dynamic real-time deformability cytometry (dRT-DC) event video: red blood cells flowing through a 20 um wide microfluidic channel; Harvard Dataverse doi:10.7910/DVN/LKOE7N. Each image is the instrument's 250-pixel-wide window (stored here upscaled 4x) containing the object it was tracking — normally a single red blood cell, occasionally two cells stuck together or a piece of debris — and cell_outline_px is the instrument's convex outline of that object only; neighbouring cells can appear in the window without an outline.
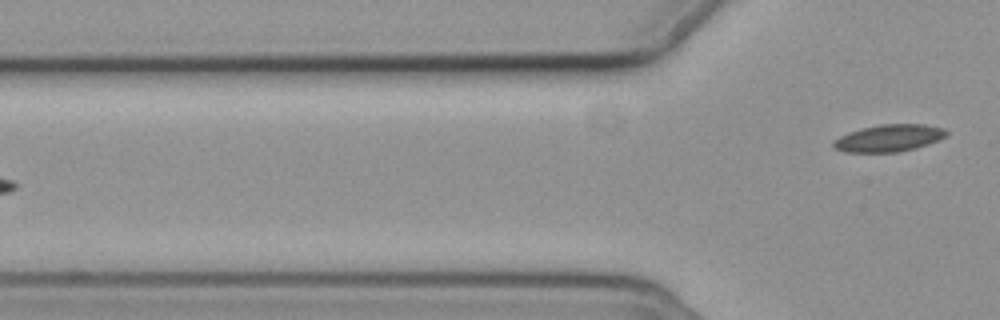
{"species": "common noctule bat (a hibernating species)", "species_latin": "Nyctalus noctula", "temperature_condition": "cold", "stored_images_in_passage": 4, "segment_of_instrument_passage": [2, 2], "camera_frame_rate_fps": 3000, "um_per_image_px": 0.085, "animal": {"sex": "female", "body_mass_g": 19.3, "forearm_length_mm": 54.1}, "frame": {"image": 1, "passage_image": 4, "time_ms": 4.333, "image_size_px": [1000, 320], "cell_outline_px": [[948, 132], [944, 136], [936, 140], [916, 148], [896, 152], [844, 152], [832, 148], [832, 140], [840, 136], [860, 128], [880, 124], [924, 124], [944, 128]], "centroid_in_image_um": [75.49, 11.73], "position_along_channel_um": 50.3, "area_um2": 17.8}}